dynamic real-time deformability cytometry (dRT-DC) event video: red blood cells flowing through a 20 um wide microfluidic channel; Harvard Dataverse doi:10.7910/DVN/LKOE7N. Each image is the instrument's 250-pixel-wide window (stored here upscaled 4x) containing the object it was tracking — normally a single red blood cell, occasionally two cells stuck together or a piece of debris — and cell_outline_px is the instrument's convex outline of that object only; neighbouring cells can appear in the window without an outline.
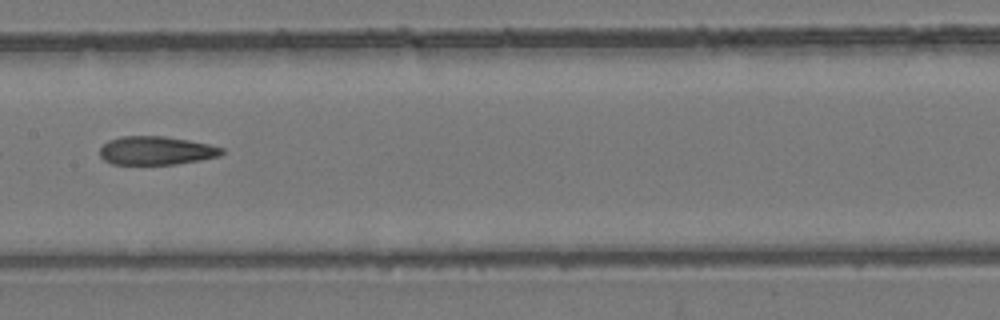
{"species": "common noctule bat (a hibernating species)", "species_latin": "Nyctalus noctula", "temperature_condition": "room temperature", "stored_images_in_passage": 7, "camera_frame_rate_fps": 3000, "um_per_image_px": 0.085, "animal": {"sex": "female", "body_mass_g": 24.6, "forearm_length_mm": 56.2}, "frame": {"image": 1, "passage_image": 5, "time_ms": 1.333, "image_size_px": [1000, 320], "cell_outline_px": [[224, 152], [220, 156], [200, 160], [176, 164], [112, 164], [104, 160], [100, 156], [100, 148], [108, 140], [120, 136], [164, 136], [188, 140], [208, 144], [224, 148]], "centroid_in_image_um": [13.27, 12.8], "position_along_channel_um": 194.1, "area_um2": 20.29}}
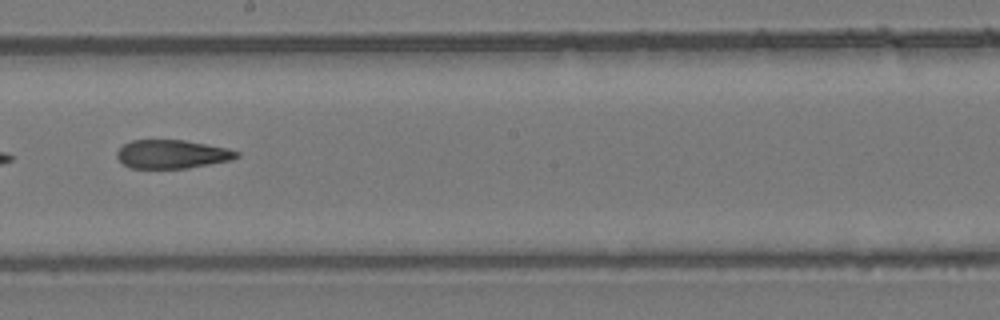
{"frame": {"image": 2, "passage_image": 6, "time_ms": 1.667, "image_size_px": [1000, 320], "cell_outline_px": [[240, 156], [232, 160], [188, 168], [128, 168], [116, 156], [116, 152], [124, 144], [132, 140], [184, 140], [228, 148], [240, 152]], "centroid_in_image_um": [14.64, 13.1], "position_along_channel_um": 233.6, "area_um2": 20.0}}
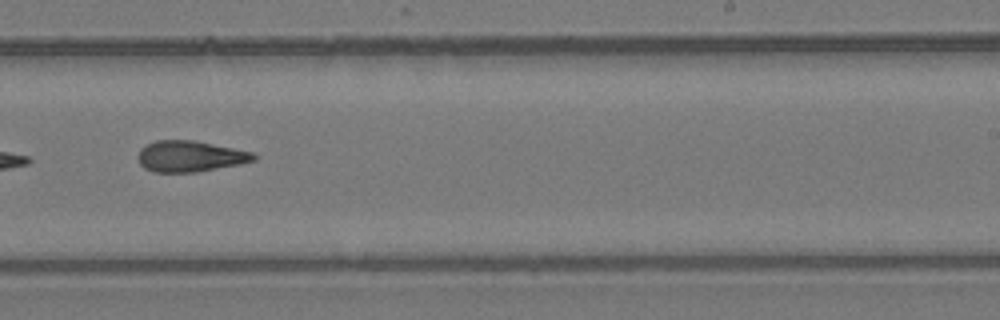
{"frame": {"image": 3, "passage_image": 7, "time_ms": 2.0, "image_size_px": [1000, 320], "cell_outline_px": [[256, 160], [240, 164], [196, 172], [152, 172], [144, 168], [140, 164], [136, 156], [140, 148], [156, 140], [196, 140], [252, 152], [256, 156]], "centroid_in_image_um": [16.12, 13.28], "position_along_channel_um": 272.9, "area_um2": 21.04}}